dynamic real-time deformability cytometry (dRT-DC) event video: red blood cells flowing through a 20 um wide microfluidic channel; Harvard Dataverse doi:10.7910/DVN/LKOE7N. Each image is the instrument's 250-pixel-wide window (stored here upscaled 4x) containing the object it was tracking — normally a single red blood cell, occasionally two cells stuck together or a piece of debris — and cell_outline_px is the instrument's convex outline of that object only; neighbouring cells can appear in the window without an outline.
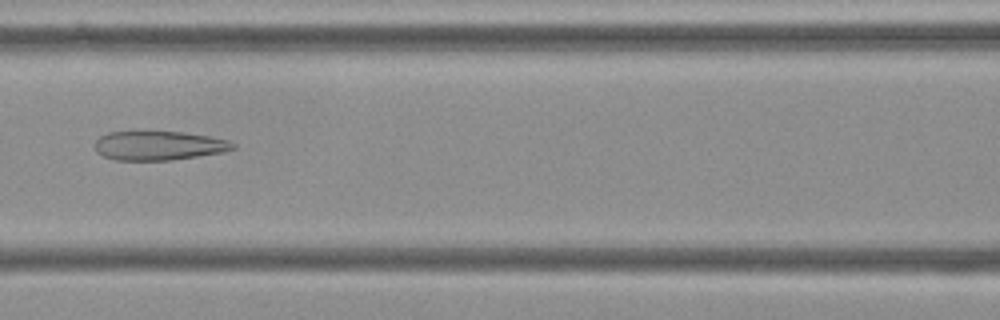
{"species": "Egyptian fruit bat (a non-hibernating species)", "species_latin": "Rousettus aegyptiacus", "temperature_condition": "cold", "stored_images_in_passage": 55, "camera_frame_rate_fps": 3000, "um_per_image_px": 0.085, "frame": {"image": 1, "passage_image": 24, "time_ms": 7.667, "image_size_px": [1000, 320], "cell_outline_px": [[236, 148], [224, 152], [172, 160], [116, 160], [104, 156], [96, 152], [96, 140], [100, 136], [108, 132], [136, 128], [184, 132], [208, 136], [228, 140], [236, 144]], "centroid_in_image_um": [13.46, 12.32], "position_along_channel_um": 153.1, "area_um2": 24.45}}
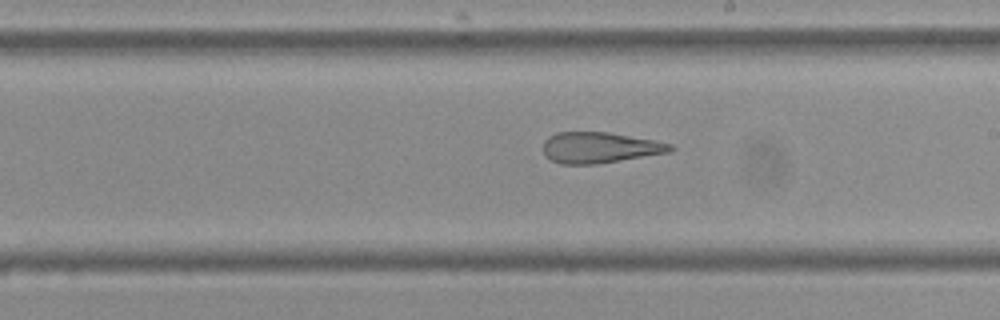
{"frame": {"image": 2, "passage_image": 31, "time_ms": 10.0, "image_size_px": [1000, 320], "cell_outline_px": [[676, 148], [672, 152], [596, 164], [560, 164], [544, 156], [544, 140], [548, 136], [556, 132], [608, 132], [652, 140], [672, 144]], "centroid_in_image_um": [50.97, 12.55], "position_along_channel_um": 238.0, "area_um2": 22.95}}
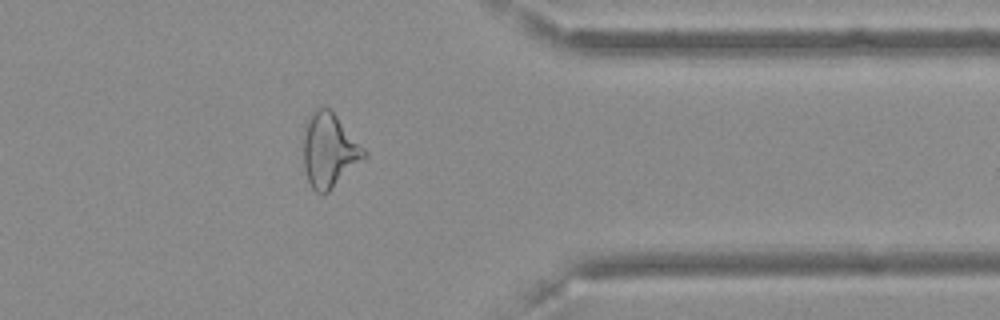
{"frame": {"image": 3, "passage_image": 44, "time_ms": 14.333, "image_size_px": [1000, 320], "cell_outline_px": [[368, 156], [328, 192], [320, 196], [312, 188], [308, 180], [304, 168], [304, 128], [308, 116], [316, 108], [328, 108], [336, 116], [368, 152]], "centroid_in_image_um": [27.99, 12.81], "position_along_channel_um": 383.4, "area_um2": 26.13}, "authors_computed_cell_mechanics": {"area_um2": 28.0908, "velocity_mm_per_s": 3.6448, "shape_relaxation_time_tau1_ms": null, "shape_relaxation_time_tau2_ms": 3.3633, "deformation_change_tau1": null, "deformation_change_tau2": 0.1511}}